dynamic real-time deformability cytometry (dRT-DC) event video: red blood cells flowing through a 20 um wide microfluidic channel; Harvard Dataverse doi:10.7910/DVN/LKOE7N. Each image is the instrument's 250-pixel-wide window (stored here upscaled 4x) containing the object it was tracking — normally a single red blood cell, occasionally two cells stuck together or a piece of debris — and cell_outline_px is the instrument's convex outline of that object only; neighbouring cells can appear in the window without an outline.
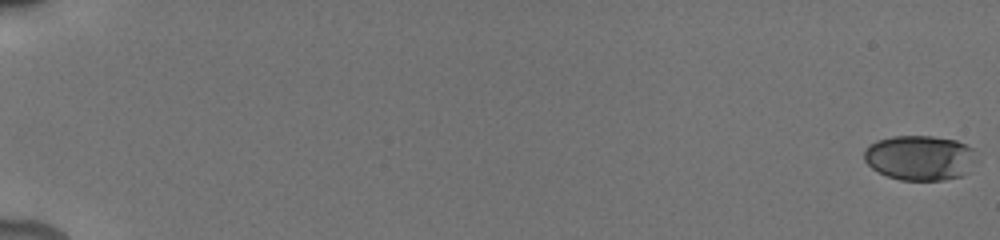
{"species": "human", "species_latin": "Homo sapiens", "temperature_condition": "cold", "stored_images_in_passage": 16, "camera_frame_rate_fps": 3000, "um_per_image_px": 0.085, "donor": {"sex": "male"}, "frame": {"image": 1, "passage_image": 1, "time_ms": 0.0, "image_size_px": [1000, 240], "cell_outline_px": [[972, 152], [968, 172], [960, 176], [944, 180], [900, 180], [888, 176], [872, 168], [864, 160], [864, 152], [868, 144], [876, 140], [892, 136], [932, 136], [956, 140], [972, 148]], "centroid_in_image_um": [78.1, 13.4], "position_along_channel_um": 6.9, "area_um2": 29.02}}
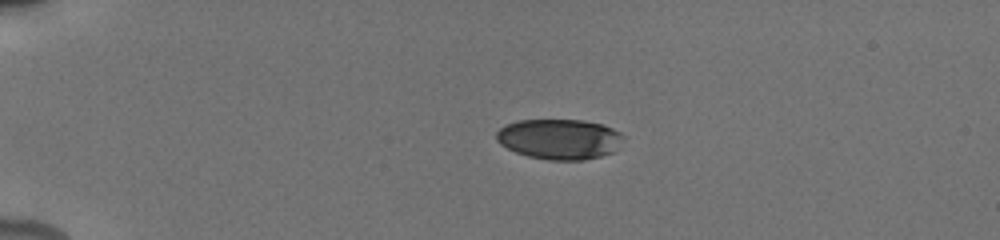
{"frame": {"image": 2, "passage_image": 8, "time_ms": 4.667, "image_size_px": [1000, 240], "cell_outline_px": [[624, 136], [612, 152], [600, 156], [584, 160], [548, 160], [528, 156], [516, 152], [500, 144], [496, 140], [496, 132], [500, 128], [508, 124], [520, 120], [584, 120], [604, 124], [620, 132]], "centroid_in_image_um": [47.54, 11.82], "position_along_channel_um": 37.5, "area_um2": 29.71}}
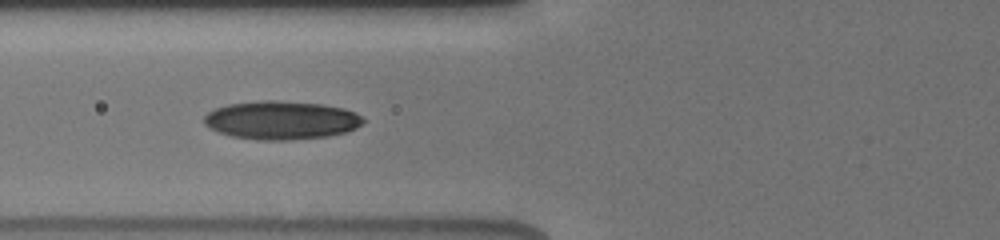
{"frame": {"image": 3, "passage_image": 13, "time_ms": 8.0, "image_size_px": [1000, 240], "cell_outline_px": [[368, 120], [364, 124], [348, 132], [328, 136], [288, 140], [256, 140], [232, 136], [216, 132], [208, 128], [204, 124], [204, 116], [208, 112], [216, 108], [228, 104], [264, 100], [276, 100], [320, 104], [344, 108], [356, 112]], "centroid_in_image_um": [23.94, 10.22], "position_along_channel_um": 101.9, "area_um2": 36.07}}